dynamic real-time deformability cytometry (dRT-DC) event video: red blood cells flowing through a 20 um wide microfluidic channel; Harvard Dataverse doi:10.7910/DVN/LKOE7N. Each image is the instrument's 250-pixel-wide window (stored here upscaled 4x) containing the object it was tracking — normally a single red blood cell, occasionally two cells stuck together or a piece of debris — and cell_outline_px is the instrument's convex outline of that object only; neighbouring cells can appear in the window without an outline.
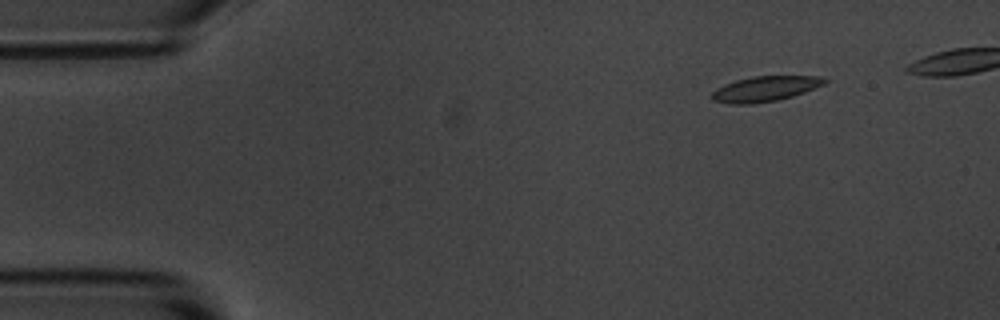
{"species": "common noctule bat (a hibernating species)", "species_latin": "Nyctalus noctula", "temperature_condition": "room temperature", "stored_images_in_passage": 7, "camera_frame_rate_fps": 3000, "um_per_image_px": 0.085, "animal": {"sex": "male", "body_mass_g": 20.1, "forearm_length_mm": 53.5}, "frame": {"image": 1, "passage_image": 2, "time_ms": 1.0, "image_size_px": [1000, 320], "cell_outline_px": [[828, 80], [824, 84], [804, 92], [792, 96], [776, 100], [752, 104], [728, 104], [712, 100], [708, 96], [716, 88], [724, 84], [736, 80], [752, 76], [820, 76]], "centroid_in_image_um": [64.96, 7.55], "position_along_channel_um": 20.0, "area_um2": 16.65}}
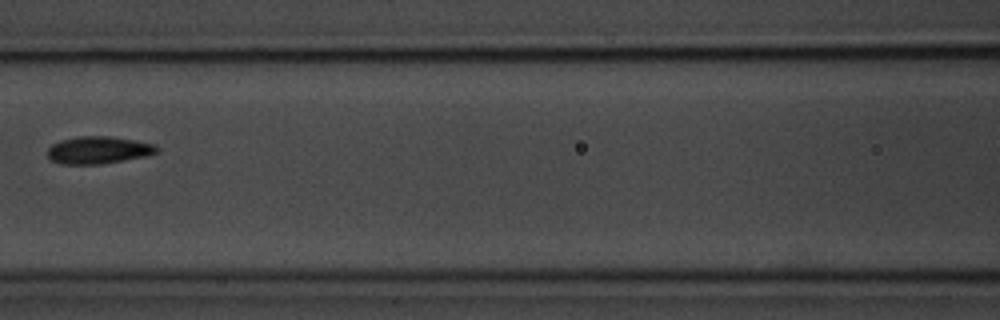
{"frame": {"image": 2, "passage_image": 7, "time_ms": 7.0, "image_size_px": [1000, 320], "cell_outline_px": [[160, 148], [156, 152], [144, 156], [124, 160], [100, 164], [60, 164], [52, 160], [48, 156], [48, 148], [52, 144], [60, 140], [80, 136], [112, 136], [152, 144]], "centroid_in_image_um": [8.32, 12.75], "position_along_channel_um": 158.3, "area_um2": 17.22}}